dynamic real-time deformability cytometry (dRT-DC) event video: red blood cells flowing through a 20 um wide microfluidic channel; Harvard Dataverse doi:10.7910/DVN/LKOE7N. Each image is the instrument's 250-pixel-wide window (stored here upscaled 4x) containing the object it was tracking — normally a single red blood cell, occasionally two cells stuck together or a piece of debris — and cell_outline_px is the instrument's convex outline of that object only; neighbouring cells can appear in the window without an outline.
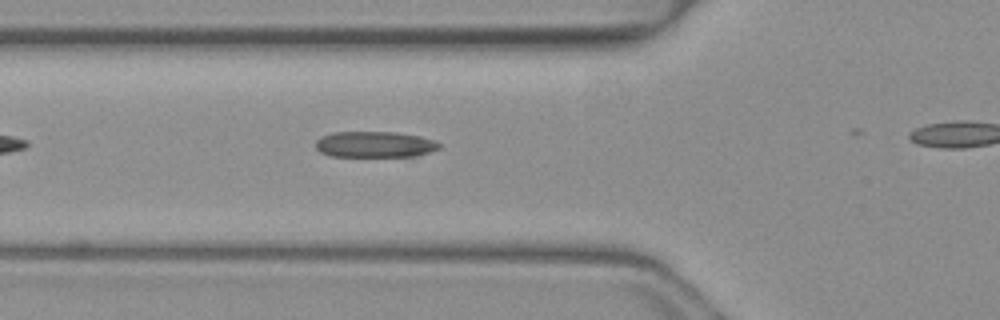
{"species": "common noctule bat (a hibernating species)", "species_latin": "Nyctalus noctula", "temperature_condition": "warm", "stored_images_in_passage": 7, "camera_frame_rate_fps": 3000, "um_per_image_px": 0.085, "animal": {"sex": "female", "body_mass_g": 19.3, "forearm_length_mm": 54.1}, "frame": {"image": 1, "passage_image": 6, "time_ms": 1.667, "image_size_px": [1000, 320], "cell_outline_px": [[440, 148], [416, 156], [332, 156], [320, 152], [316, 148], [316, 140], [320, 136], [332, 132], [396, 132], [420, 136], [432, 140], [440, 144]], "centroid_in_image_um": [31.82, 12.27], "position_along_channel_um": 94.0, "area_um2": 18.67}}